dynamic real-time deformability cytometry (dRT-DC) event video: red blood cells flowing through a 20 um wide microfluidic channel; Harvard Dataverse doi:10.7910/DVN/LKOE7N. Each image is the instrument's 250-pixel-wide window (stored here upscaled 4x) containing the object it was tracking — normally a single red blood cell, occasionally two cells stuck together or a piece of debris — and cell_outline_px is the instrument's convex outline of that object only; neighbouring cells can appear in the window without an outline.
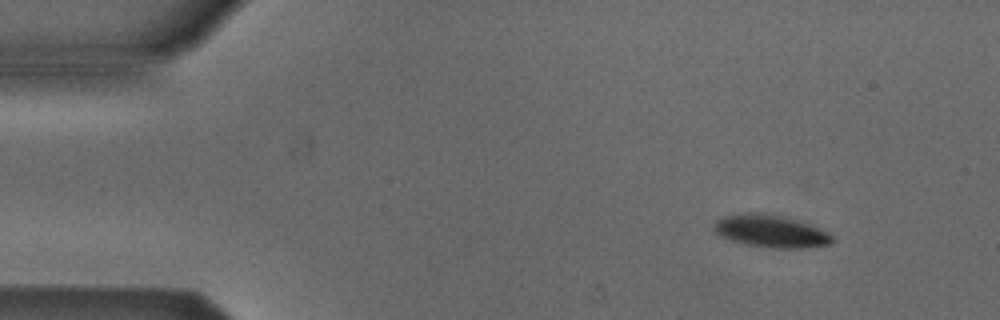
{"species": "Egyptian fruit bat (a non-hibernating species)", "species_latin": "Rousettus aegyptiacus", "temperature_condition": "cold", "stored_images_in_passage": 5, "camera_frame_rate_fps": 3000, "um_per_image_px": 0.085, "animal": {"sex": "male"}, "frame": {"image": 1, "passage_image": 2, "time_ms": 1.0, "image_size_px": [1000, 320], "cell_outline_px": [[836, 240], [832, 244], [808, 248], [768, 248], [748, 244], [732, 240], [720, 236], [712, 228], [716, 220], [724, 216], [744, 212], [756, 212], [796, 220], [820, 228], [832, 236]], "centroid_in_image_um": [65.53, 19.66], "position_along_channel_um": 19.5, "area_um2": 22.25}}
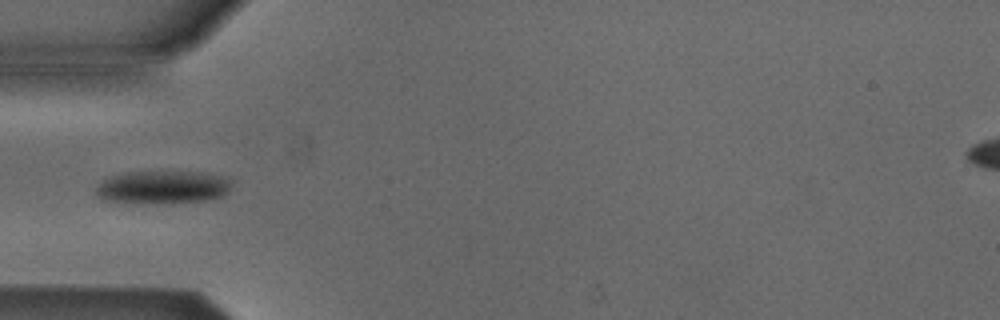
{"frame": {"image": 2, "passage_image": 5, "time_ms": 4.667, "image_size_px": [1000, 320], "cell_outline_px": [[232, 184], [228, 192], [224, 196], [204, 200], [172, 204], [168, 204], [100, 200], [96, 192], [96, 188], [100, 180], [112, 176], [128, 172], [200, 172], [228, 176], [232, 180]], "centroid_in_image_um": [13.88, 15.92], "position_along_channel_um": 71.1, "area_um2": 26.47}}